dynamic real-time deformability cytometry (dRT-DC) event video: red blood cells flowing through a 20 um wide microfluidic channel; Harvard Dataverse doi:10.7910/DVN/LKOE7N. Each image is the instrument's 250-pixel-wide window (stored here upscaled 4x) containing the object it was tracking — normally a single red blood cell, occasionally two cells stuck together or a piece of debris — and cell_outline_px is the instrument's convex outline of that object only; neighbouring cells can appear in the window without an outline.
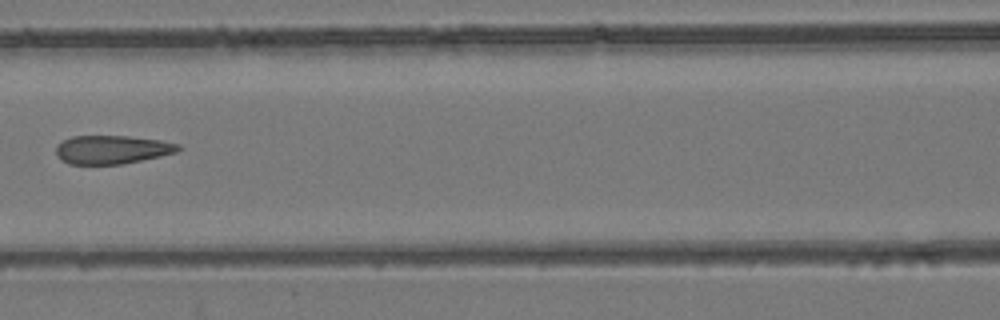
{"species": "common noctule bat (a hibernating species)", "species_latin": "Nyctalus noctula", "temperature_condition": "room temperature", "stored_images_in_passage": 8, "camera_frame_rate_fps": 3000, "um_per_image_px": 0.085, "animal": {"sex": "female", "body_mass_g": 24.6, "forearm_length_mm": 56.2}, "frame": {"image": 1, "passage_image": 8, "time_ms": 8.0, "image_size_px": [1000, 320], "cell_outline_px": [[184, 148], [176, 152], [160, 156], [120, 164], [68, 164], [60, 160], [56, 152], [56, 148], [64, 140], [72, 136], [128, 136], [160, 140], [180, 144]], "centroid_in_image_um": [9.54, 12.71], "position_along_channel_um": 157.1, "area_um2": 20.23}}